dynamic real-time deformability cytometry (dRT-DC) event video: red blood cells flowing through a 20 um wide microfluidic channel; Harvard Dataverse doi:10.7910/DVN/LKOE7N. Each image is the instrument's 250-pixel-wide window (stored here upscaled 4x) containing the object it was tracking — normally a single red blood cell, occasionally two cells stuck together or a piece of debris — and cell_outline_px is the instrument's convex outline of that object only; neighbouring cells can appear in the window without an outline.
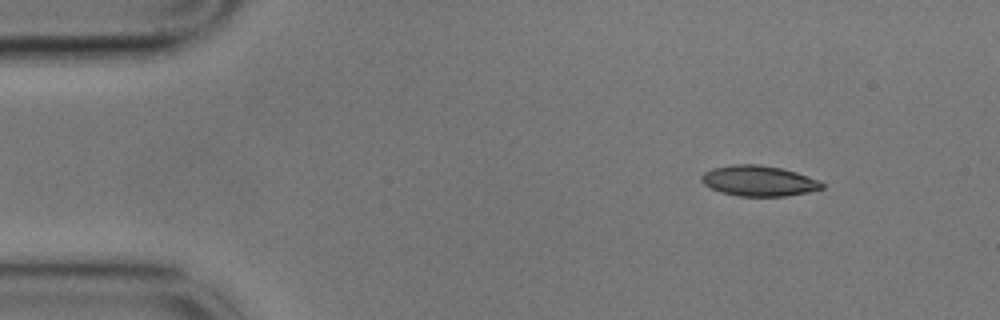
{"species": "common noctule bat (a hibernating species)", "species_latin": "Nyctalus noctula", "temperature_condition": "cold", "stored_images_in_passage": 4, "camera_frame_rate_fps": 3000, "um_per_image_px": 0.085, "animal": {"sex": "male", "body_mass_g": 17.9}, "frame": {"image": 1, "passage_image": 1, "time_ms": 0.0, "image_size_px": [1000, 320], "cell_outline_px": [[824, 188], [808, 192], [784, 196], [740, 196], [720, 192], [704, 184], [700, 180], [700, 176], [704, 172], [712, 168], [732, 164], [760, 164], [780, 168], [796, 172], [820, 180], [824, 184]], "centroid_in_image_um": [64.48, 15.36], "position_along_channel_um": 20.5, "area_um2": 21.5}}
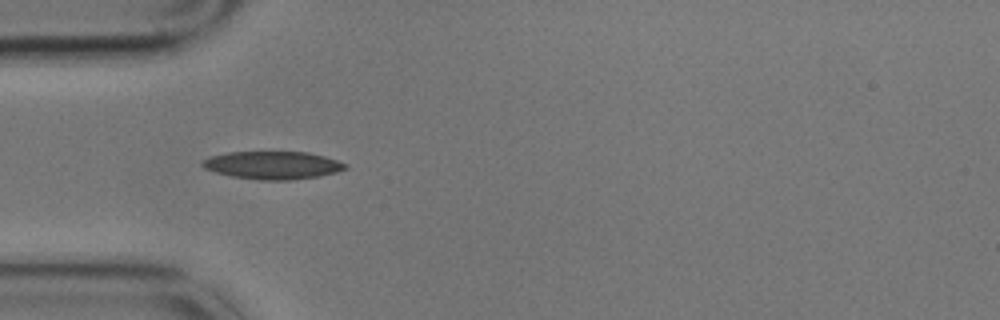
{"frame": {"image": 2, "passage_image": 3, "time_ms": 0.667, "image_size_px": [1000, 320], "cell_outline_px": [[348, 168], [336, 172], [320, 176], [292, 180], [260, 180], [232, 176], [216, 172], [204, 168], [200, 164], [204, 160], [212, 156], [228, 152], [308, 152], [324, 156], [348, 164]], "centroid_in_image_um": [23.21, 14.04], "position_along_channel_um": 61.8, "area_um2": 23.12}}